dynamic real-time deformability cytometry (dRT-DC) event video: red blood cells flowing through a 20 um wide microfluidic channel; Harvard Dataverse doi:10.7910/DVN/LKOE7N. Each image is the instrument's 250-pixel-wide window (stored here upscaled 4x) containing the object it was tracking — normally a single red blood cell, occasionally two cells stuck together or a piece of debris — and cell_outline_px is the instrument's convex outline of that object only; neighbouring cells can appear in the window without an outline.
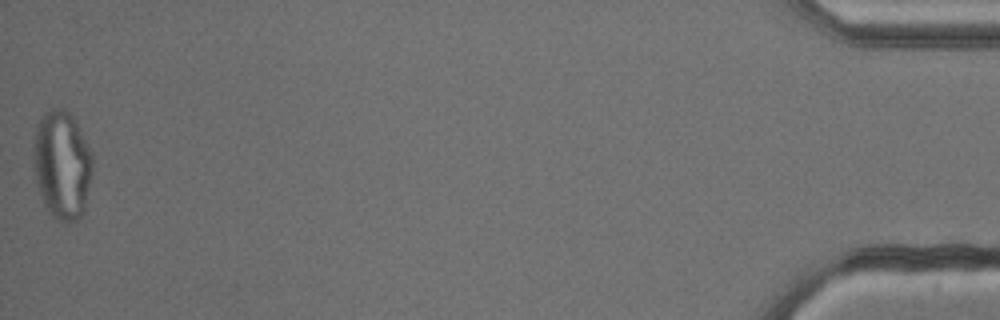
{"species": "common noctule bat (a hibernating species)", "species_latin": "Nyctalus noctula", "temperature_condition": "cold", "stored_images_in_passage": 53, "camera_frame_rate_fps": 3000, "um_per_image_px": 0.085, "animal": {"sex": "male", "body_mass_g": 13.3}, "frame": {"image": 1, "passage_image": 53, "time_ms": 17.333, "image_size_px": [1000, 320], "cell_outline_px": [[92, 172], [84, 208], [80, 220], [68, 224], [56, 220], [48, 212], [44, 204], [32, 168], [36, 128], [44, 112], [52, 108], [64, 108], [76, 120], [92, 152]], "centroid_in_image_um": [5.28, 14.03], "position_along_channel_um": 429.9, "area_um2": 37.74}}